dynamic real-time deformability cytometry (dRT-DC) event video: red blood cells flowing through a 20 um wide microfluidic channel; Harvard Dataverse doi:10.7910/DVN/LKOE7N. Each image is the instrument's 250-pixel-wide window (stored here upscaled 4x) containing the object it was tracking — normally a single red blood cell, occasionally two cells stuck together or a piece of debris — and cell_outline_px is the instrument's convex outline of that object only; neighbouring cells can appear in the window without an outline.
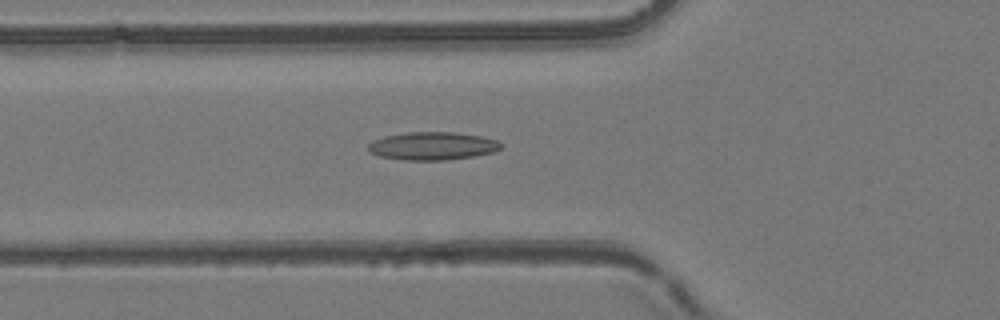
{"species": "common noctule bat (a hibernating species)", "species_latin": "Nyctalus noctula", "temperature_condition": "room temperature", "stored_images_in_passage": 39, "camera_frame_rate_fps": 3000, "um_per_image_px": 0.085, "animal": {"sex": "female", "body_mass_g": 24.6, "forearm_length_mm": 56.2}, "frame": {"image": 1, "passage_image": 5, "time_ms": 1.333, "image_size_px": [1000, 320], "cell_outline_px": [[500, 148], [492, 152], [472, 156], [444, 160], [404, 160], [380, 156], [372, 152], [368, 148], [368, 144], [372, 140], [384, 136], [408, 132], [452, 132], [480, 136], [496, 140], [500, 144]], "centroid_in_image_um": [36.71, 12.4], "position_along_channel_um": 89.1, "area_um2": 21.33}}
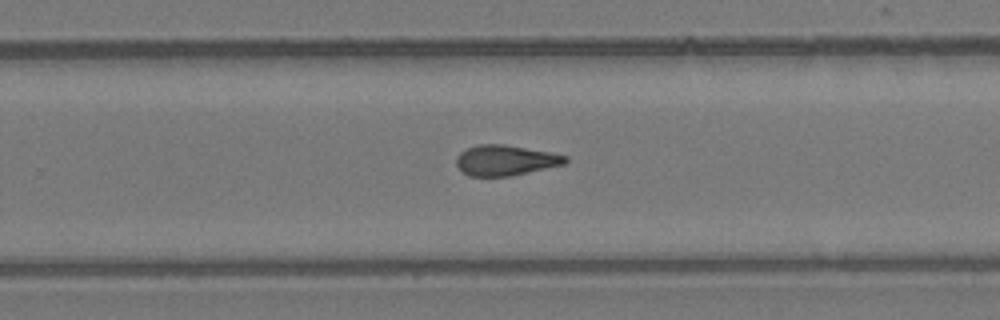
{"frame": {"image": 2, "passage_image": 20, "time_ms": 6.333, "image_size_px": [1000, 320], "cell_outline_px": [[568, 160], [564, 164], [512, 176], [468, 176], [456, 164], [456, 156], [460, 152], [476, 144], [504, 144], [552, 152], [568, 156]], "centroid_in_image_um": [42.97, 13.62], "position_along_channel_um": 286.8, "area_um2": 19.42}}
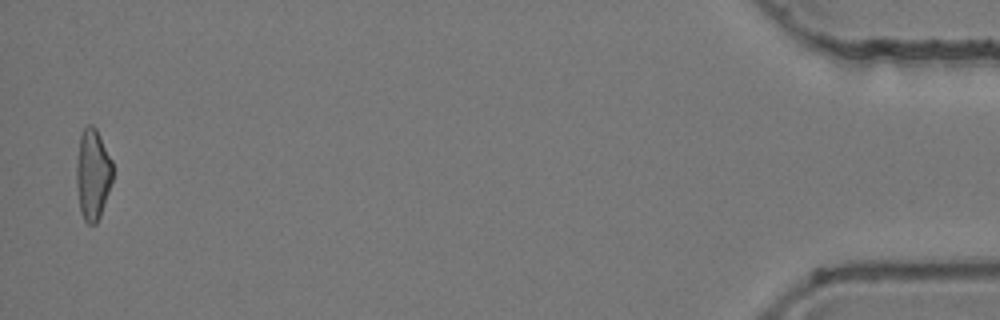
{"frame": {"image": 3, "passage_image": 38, "time_ms": 12.333, "image_size_px": [1000, 320], "cell_outline_px": [[112, 180], [100, 216], [96, 224], [88, 224], [84, 220], [80, 212], [76, 184], [76, 164], [80, 132], [88, 124], [92, 124], [96, 128], [112, 160]], "centroid_in_image_um": [7.86, 14.8], "position_along_channel_um": 427.3, "area_um2": 19.31}, "authors_computed_cell_mechanics": {"area_um2": 19.363, "velocity_mm_per_s": 3.9383, "shape_relaxation_time_tau1_ms": null, "shape_relaxation_time_tau2_ms": 4.7493, "deformation_change_tau1": null, "deformation_change_tau2": 0.1529}}